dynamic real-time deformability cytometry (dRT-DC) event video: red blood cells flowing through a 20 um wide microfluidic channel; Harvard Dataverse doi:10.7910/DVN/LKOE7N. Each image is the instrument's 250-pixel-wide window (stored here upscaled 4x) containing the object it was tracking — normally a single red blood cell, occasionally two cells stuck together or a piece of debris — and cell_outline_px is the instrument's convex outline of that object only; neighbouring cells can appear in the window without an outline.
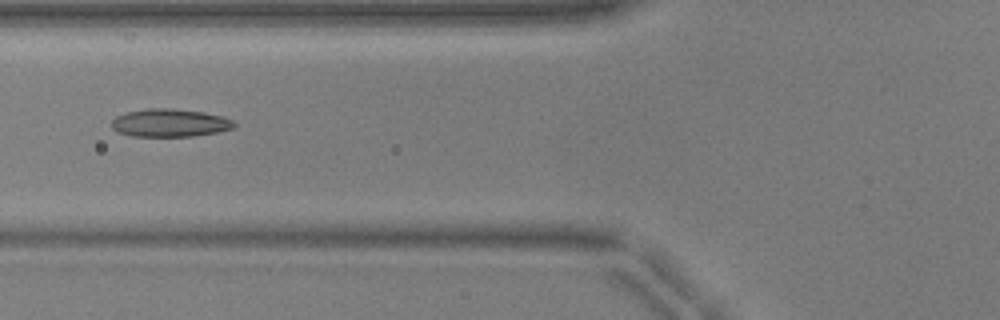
{"species": "common noctule bat (a hibernating species)", "species_latin": "Nyctalus noctula", "temperature_condition": "warm", "stored_images_in_passage": 52, "camera_frame_rate_fps": 3000, "um_per_image_px": 0.085, "animal": {"sex": "male", "body_mass_g": 17.9, "forearm_length_mm": 54.2}, "frame": {"image": 1, "passage_image": 21, "time_ms": 6.667, "image_size_px": [1000, 320], "cell_outline_px": [[236, 124], [232, 128], [216, 132], [192, 136], [132, 136], [116, 132], [112, 128], [112, 120], [116, 116], [128, 112], [148, 108], [172, 108], [204, 112], [220, 116], [232, 120]], "centroid_in_image_um": [14.4, 10.44], "position_along_channel_um": 111.4, "area_um2": 19.83}}
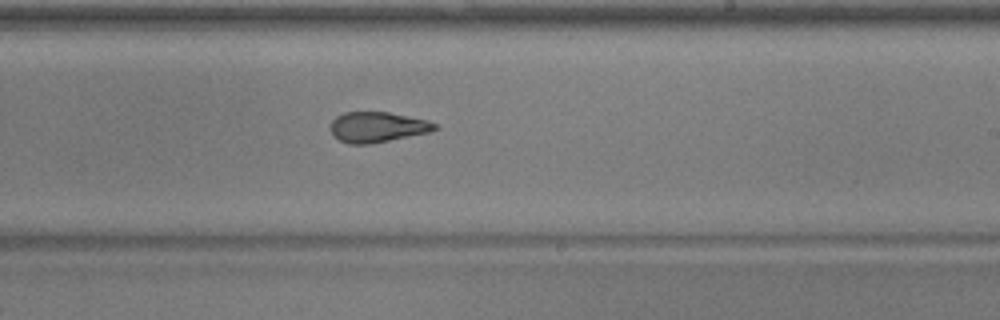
{"frame": {"image": 2, "passage_image": 32, "time_ms": 10.333, "image_size_px": [1000, 320], "cell_outline_px": [[440, 128], [432, 132], [372, 144], [348, 144], [332, 136], [328, 128], [332, 120], [336, 116], [344, 112], [388, 112], [428, 120], [436, 124]], "centroid_in_image_um": [32.07, 10.81], "position_along_channel_um": 256.9, "area_um2": 18.9}}
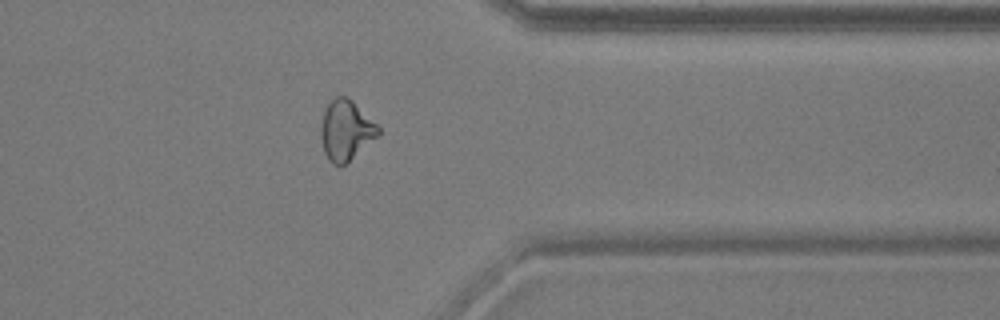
{"frame": {"image": 3, "passage_image": 42, "time_ms": 13.667, "image_size_px": [1000, 320], "cell_outline_px": [[380, 136], [340, 168], [332, 164], [328, 160], [324, 152], [320, 136], [320, 124], [324, 108], [336, 96], [348, 96], [380, 128]], "centroid_in_image_um": [29.39, 11.1], "position_along_channel_um": 382.0, "area_um2": 20.46}, "authors_computed_cell_mechanics": {"area_um2": 19.9121, "velocity_mm_per_s": 3.9658, "shape_relaxation_time_tau1_ms": null, "shape_relaxation_time_tau2_ms": 2.1577, "deformation_change_tau1": null, "deformation_change_tau2": 0.0906}}